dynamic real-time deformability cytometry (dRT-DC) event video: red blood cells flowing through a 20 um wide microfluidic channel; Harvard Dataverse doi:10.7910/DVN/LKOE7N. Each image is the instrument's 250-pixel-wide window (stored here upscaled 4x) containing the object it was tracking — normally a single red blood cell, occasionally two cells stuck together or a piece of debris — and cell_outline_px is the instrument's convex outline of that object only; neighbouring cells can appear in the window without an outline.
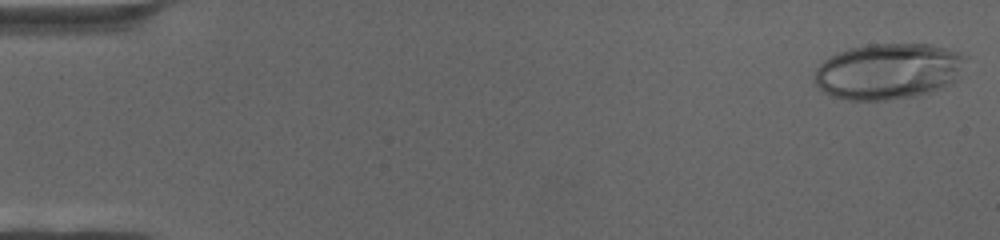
{"species": "human", "species_latin": "Homo sapiens", "temperature_condition": "cold", "stored_images_in_passage": 67, "camera_frame_rate_fps": 3000, "um_per_image_px": 0.085, "donor": {"sex": "female"}, "frame": {"image": 1, "passage_image": 2, "time_ms": 0.333, "image_size_px": [1000, 240], "cell_outline_px": [[968, 56], [956, 80], [952, 84], [916, 96], [884, 100], [848, 100], [832, 96], [824, 92], [812, 80], [816, 68], [824, 60], [840, 52], [852, 48], [872, 44], [928, 44], [960, 52]], "centroid_in_image_um": [75.51, 6.06], "position_along_channel_um": 9.5, "area_um2": 49.25}}
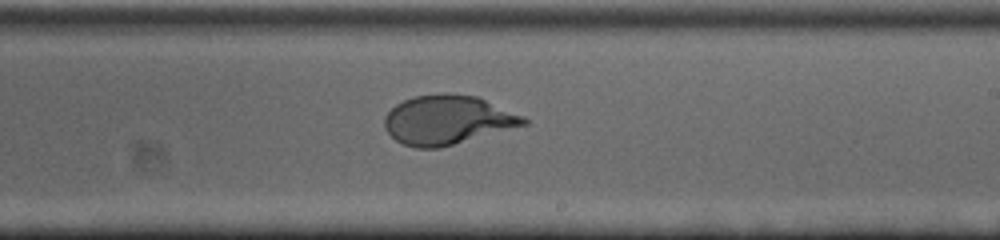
{"frame": {"image": 2, "passage_image": 41, "time_ms": 13.333, "image_size_px": [1000, 240], "cell_outline_px": [[528, 124], [440, 148], [416, 148], [404, 144], [396, 140], [384, 128], [384, 116], [396, 104], [404, 100], [416, 96], [436, 92], [444, 92], [476, 96], [524, 116], [528, 120]], "centroid_in_image_um": [38.03, 10.18], "position_along_channel_um": 251.0, "area_um2": 39.88}}
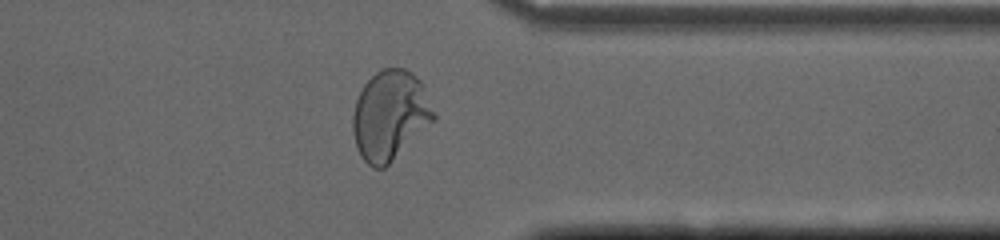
{"frame": {"image": 3, "passage_image": 54, "time_ms": 17.667, "image_size_px": [1000, 240], "cell_outline_px": [[436, 120], [384, 168], [372, 168], [360, 156], [356, 148], [352, 132], [352, 112], [356, 100], [364, 84], [380, 68], [404, 68], [412, 72], [424, 84], [436, 116]], "centroid_in_image_um": [33.15, 9.8], "position_along_channel_um": 378.2, "area_um2": 42.71}}